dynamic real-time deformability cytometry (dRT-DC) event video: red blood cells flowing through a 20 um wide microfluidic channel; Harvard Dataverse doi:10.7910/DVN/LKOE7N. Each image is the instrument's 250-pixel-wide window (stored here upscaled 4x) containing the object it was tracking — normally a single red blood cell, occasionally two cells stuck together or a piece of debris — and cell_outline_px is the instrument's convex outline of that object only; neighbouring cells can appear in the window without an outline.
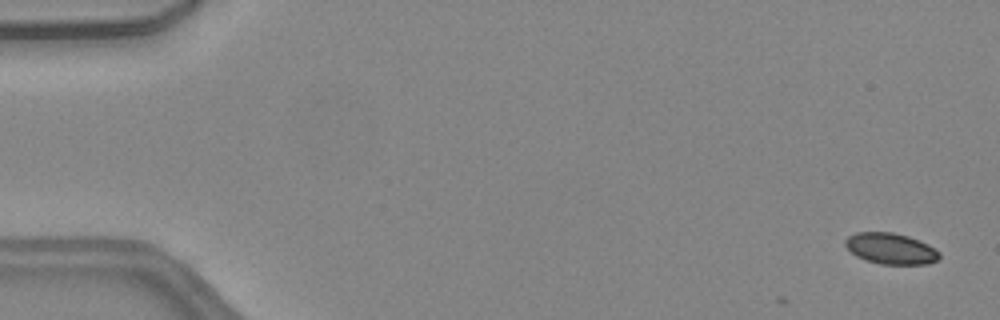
{"species": "common noctule bat (a hibernating species)", "species_latin": "Nyctalus noctula", "temperature_condition": "warm", "stored_images_in_passage": 52, "camera_frame_rate_fps": 3000, "um_per_image_px": 0.085, "animal": {"sex": "female", "body_mass_g": 24.6, "forearm_length_mm": 56.2}, "frame": {"image": 1, "passage_image": 2, "time_ms": 0.333, "image_size_px": [1000, 320], "cell_outline_px": [[940, 256], [936, 260], [920, 264], [884, 264], [868, 260], [852, 252], [848, 248], [848, 240], [852, 236], [860, 232], [884, 232], [904, 236], [916, 240], [932, 248]], "centroid_in_image_um": [75.72, 21.14], "position_along_channel_um": 9.3, "area_um2": 15.66}}
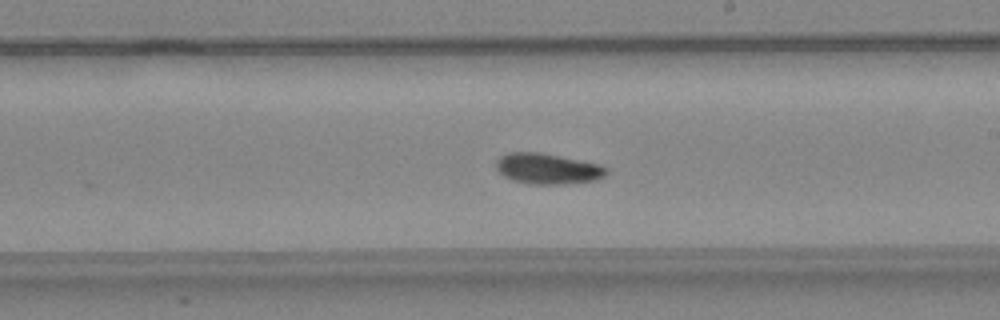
{"frame": {"image": 2, "passage_image": 30, "time_ms": 9.667, "image_size_px": [1000, 320], "cell_outline_px": [[604, 172], [596, 176], [584, 180], [524, 180], [512, 176], [504, 172], [500, 168], [500, 160], [504, 156], [548, 156], [592, 164], [604, 168]], "centroid_in_image_um": [46.59, 14.32], "position_along_channel_um": 242.4, "area_um2": 14.51}}
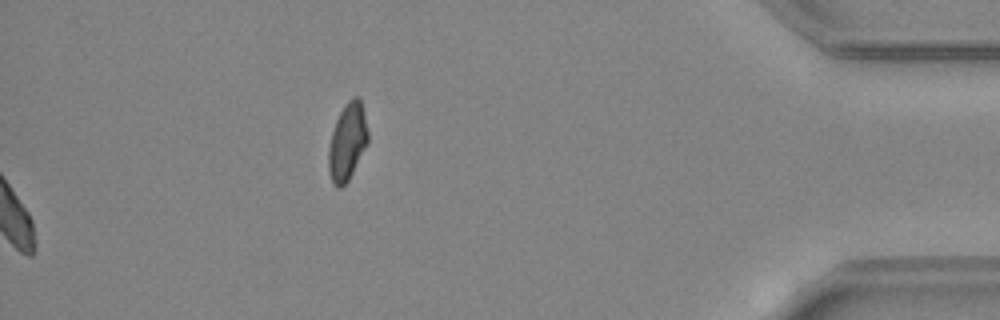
{"frame": {"image": 3, "passage_image": 52, "time_ms": 17.0, "image_size_px": [1000, 320], "cell_outline_px": [[368, 140], [348, 180], [344, 184], [336, 184], [332, 180], [328, 160], [328, 156], [332, 136], [340, 112], [356, 96], [360, 100], [368, 136]], "centroid_in_image_um": [29.53, 12.06], "position_along_channel_um": 405.7, "area_um2": 16.13}, "authors_computed_cell_mechanics": {"area_um2": 15.9817, "velocity_mm_per_s": 4.0806, "shape_relaxation_time_tau1_ms": null, "shape_relaxation_time_tau2_ms": 8.5782, "deformation_change_tau1": null, "deformation_change_tau2": 0.161}}